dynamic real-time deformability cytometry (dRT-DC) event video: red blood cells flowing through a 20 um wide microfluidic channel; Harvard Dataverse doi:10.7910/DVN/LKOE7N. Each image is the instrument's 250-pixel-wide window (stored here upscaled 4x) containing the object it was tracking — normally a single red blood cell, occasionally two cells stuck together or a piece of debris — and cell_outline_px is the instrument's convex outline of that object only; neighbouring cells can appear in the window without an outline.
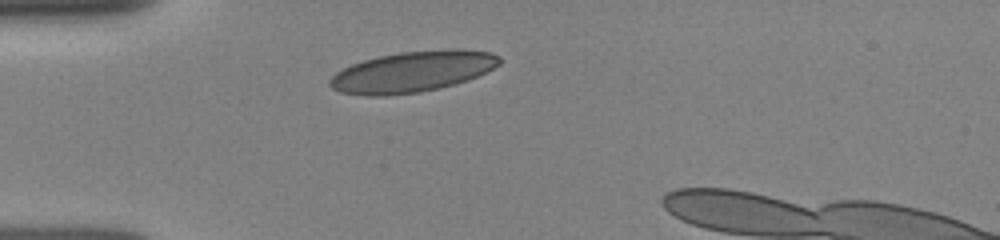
{"species": "human", "species_latin": "Homo sapiens", "temperature_condition": "room temperature", "stored_images_in_passage": 2, "camera_frame_rate_fps": 3000, "um_per_image_px": 0.085, "donor": {"sex": "female"}, "frame": {"image": 1, "passage_image": 1, "time_ms": 0.0, "image_size_px": [1000, 240], "cell_outline_px": [[500, 64], [468, 80], [440, 88], [420, 92], [388, 96], [364, 96], [340, 92], [332, 88], [328, 84], [328, 80], [336, 72], [352, 64], [364, 60], [380, 56], [400, 52], [448, 48], [460, 48], [492, 52], [500, 56]], "centroid_in_image_um": [35.06, 6.09], "position_along_channel_um": 49.9, "area_um2": 40.69}}